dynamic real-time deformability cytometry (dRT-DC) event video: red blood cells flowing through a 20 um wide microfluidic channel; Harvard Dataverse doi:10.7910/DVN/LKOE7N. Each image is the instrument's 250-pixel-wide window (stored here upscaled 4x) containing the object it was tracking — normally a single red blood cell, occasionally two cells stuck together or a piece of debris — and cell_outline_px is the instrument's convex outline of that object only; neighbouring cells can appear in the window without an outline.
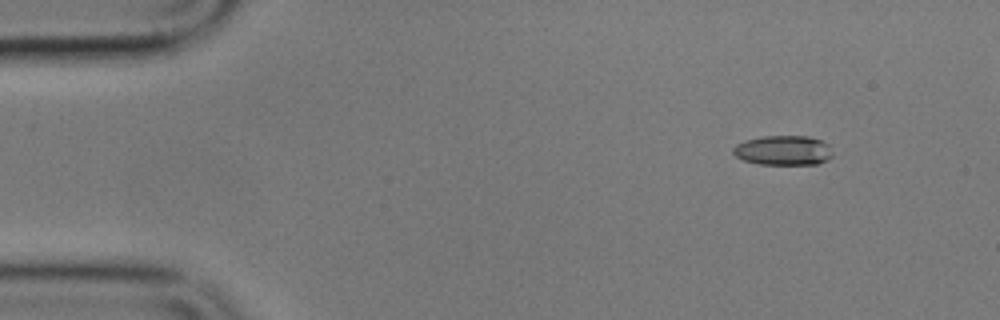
{"species": "common noctule bat (a hibernating species)", "species_latin": "Nyctalus noctula", "temperature_condition": "cold", "stored_images_in_passage": 5, "camera_frame_rate_fps": 3000, "um_per_image_px": 0.085, "animal": {"sex": "male", "body_mass_g": 17.9}, "frame": {"image": 1, "passage_image": 2, "time_ms": 1.0, "image_size_px": [1000, 320], "cell_outline_px": [[832, 156], [828, 160], [816, 164], [760, 164], [744, 160], [736, 156], [732, 152], [732, 148], [736, 144], [744, 140], [764, 136], [808, 136], [820, 140], [828, 144]], "centroid_in_image_um": [66.56, 12.78], "position_along_channel_um": 18.4, "area_um2": 17.17}}